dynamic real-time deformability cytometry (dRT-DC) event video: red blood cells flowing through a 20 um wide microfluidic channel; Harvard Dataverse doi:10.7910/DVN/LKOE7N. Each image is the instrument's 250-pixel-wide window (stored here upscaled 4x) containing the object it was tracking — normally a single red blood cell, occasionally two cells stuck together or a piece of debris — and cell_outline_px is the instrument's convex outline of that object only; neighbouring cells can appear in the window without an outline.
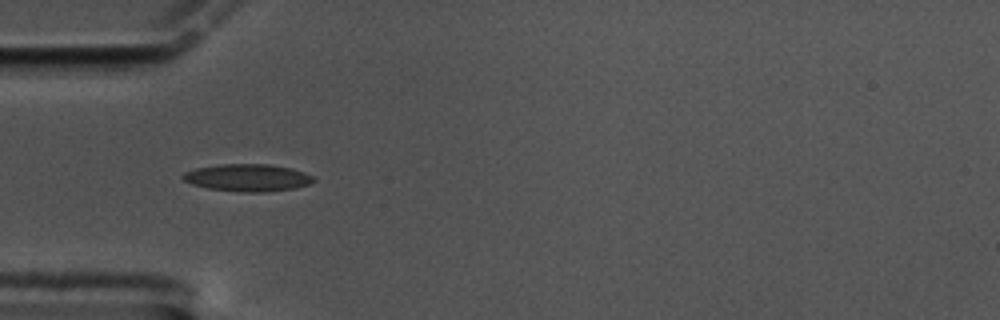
{"species": "common noctule bat (a hibernating species)", "species_latin": "Nyctalus noctula", "temperature_condition": "cold", "stored_images_in_passage": 42, "camera_frame_rate_fps": 3000, "um_per_image_px": 0.085, "animal": {"sex": "male", "body_mass_g": 17.5, "forearm_length_mm": 52.3}, "frame": {"image": 1, "passage_image": 1, "time_ms": 0.0, "image_size_px": [1000, 320], "cell_outline_px": [[316, 180], [308, 184], [296, 188], [264, 192], [240, 192], [208, 188], [192, 184], [184, 180], [180, 176], [184, 172], [196, 168], [220, 164], [268, 164], [292, 168], [304, 172], [312, 176]], "centroid_in_image_um": [21.04, 15.1], "position_along_channel_um": 64.0, "area_um2": 20.81}}
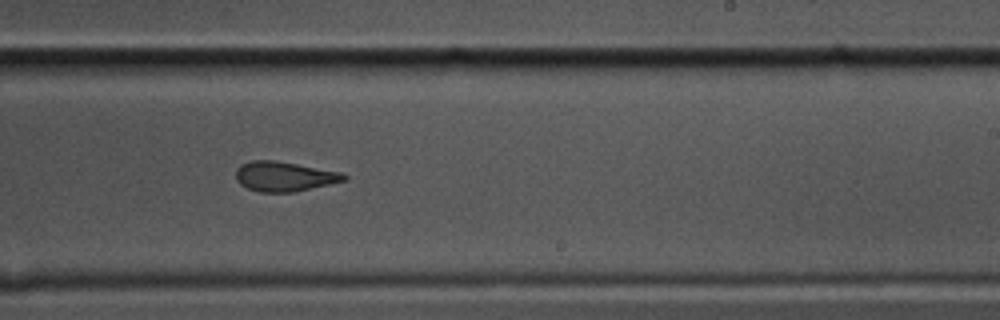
{"frame": {"image": 2, "passage_image": 19, "time_ms": 6.0, "image_size_px": [1000, 320], "cell_outline_px": [[348, 180], [292, 192], [260, 192], [248, 188], [240, 184], [236, 180], [236, 168], [240, 164], [252, 160], [276, 160], [340, 172], [348, 176]], "centroid_in_image_um": [24.14, 14.99], "position_along_channel_um": 264.9, "area_um2": 18.73}}
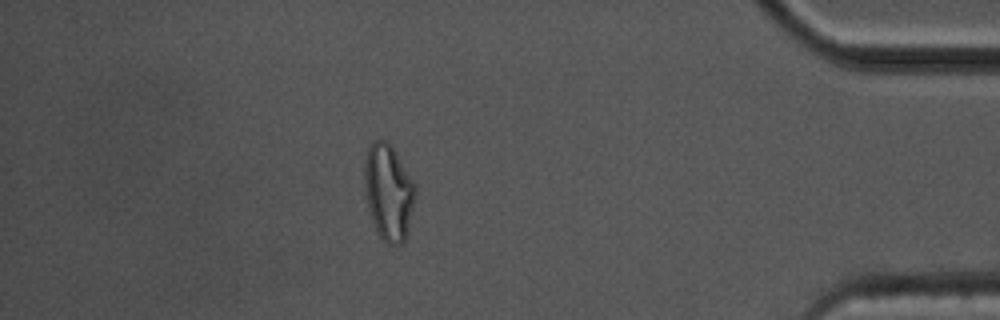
{"frame": {"image": 3, "passage_image": 35, "time_ms": 11.333, "image_size_px": [1000, 320], "cell_outline_px": [[416, 196], [408, 232], [404, 240], [400, 244], [388, 244], [380, 236], [372, 220], [368, 208], [364, 188], [364, 164], [368, 148], [372, 140], [388, 140], [416, 184]], "centroid_in_image_um": [33.03, 16.31], "position_along_channel_um": 402.2, "area_um2": 28.67}, "authors_computed_cell_mechanics": {"area_um2": 19.4497, "velocity_mm_per_s": 3.3664, "shape_relaxation_time_tau1_ms": 7.598, "shape_relaxation_time_tau2_ms": 3.1999, "deformation_change_tau1": 0.1944, "deformation_change_tau2": 0.1154}}